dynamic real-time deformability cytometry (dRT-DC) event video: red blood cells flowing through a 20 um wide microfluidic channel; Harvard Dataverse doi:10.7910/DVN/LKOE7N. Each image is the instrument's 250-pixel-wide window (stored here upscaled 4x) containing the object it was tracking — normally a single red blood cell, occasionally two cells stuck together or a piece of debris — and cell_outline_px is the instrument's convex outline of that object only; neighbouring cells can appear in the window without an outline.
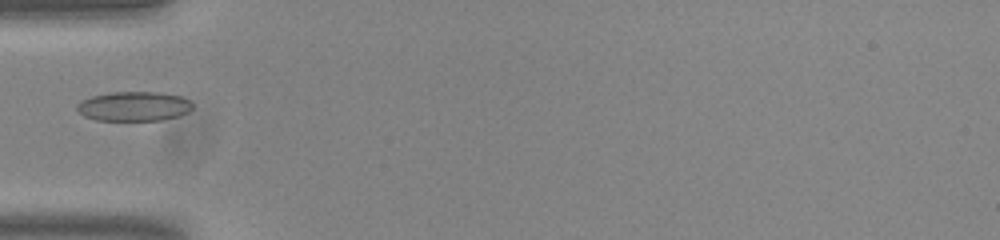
{"species": "common noctule bat (a hibernating species)", "species_latin": "Nyctalus noctula", "temperature_condition": "room temperature", "stored_images_in_passage": 37, "camera_frame_rate_fps": 3000, "um_per_image_px": 0.085, "animal": {"sex": "male", "body_mass_g": 20.0, "forearm_length_mm": 53.3}, "frame": {"image": 1, "passage_image": 1, "time_ms": 0.0, "image_size_px": [1000, 240], "cell_outline_px": [[192, 108], [188, 112], [180, 116], [160, 120], [96, 120], [84, 116], [76, 108], [76, 104], [92, 96], [108, 92], [160, 92], [180, 96], [188, 100], [192, 104]], "centroid_in_image_um": [11.39, 9.03], "position_along_channel_um": 73.6, "area_um2": 19.83}}